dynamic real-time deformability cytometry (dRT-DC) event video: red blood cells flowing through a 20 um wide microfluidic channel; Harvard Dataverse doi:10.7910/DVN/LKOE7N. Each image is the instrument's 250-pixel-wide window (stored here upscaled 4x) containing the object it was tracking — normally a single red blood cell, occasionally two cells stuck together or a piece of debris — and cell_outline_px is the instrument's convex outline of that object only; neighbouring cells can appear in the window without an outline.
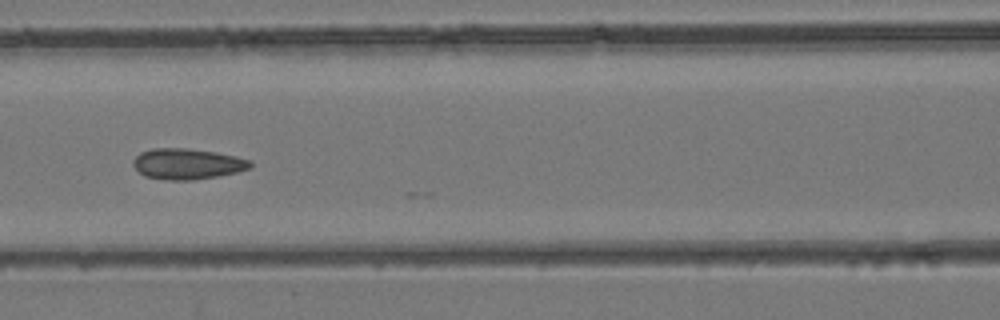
{"species": "common noctule bat (a hibernating species)", "species_latin": "Nyctalus noctula", "temperature_condition": "room temperature", "stored_images_in_passage": 24, "camera_frame_rate_fps": 3000, "um_per_image_px": 0.085, "animal": {"sex": "female", "body_mass_g": 24.6, "forearm_length_mm": 56.2}, "frame": {"image": 1, "passage_image": 20, "time_ms": 6.333, "image_size_px": [1000, 320], "cell_outline_px": [[252, 168], [220, 176], [192, 180], [168, 180], [144, 176], [132, 164], [132, 160], [140, 152], [152, 148], [188, 148], [216, 152], [236, 156], [252, 160]], "centroid_in_image_um": [15.94, 13.92], "position_along_channel_um": 150.7, "area_um2": 21.21}}
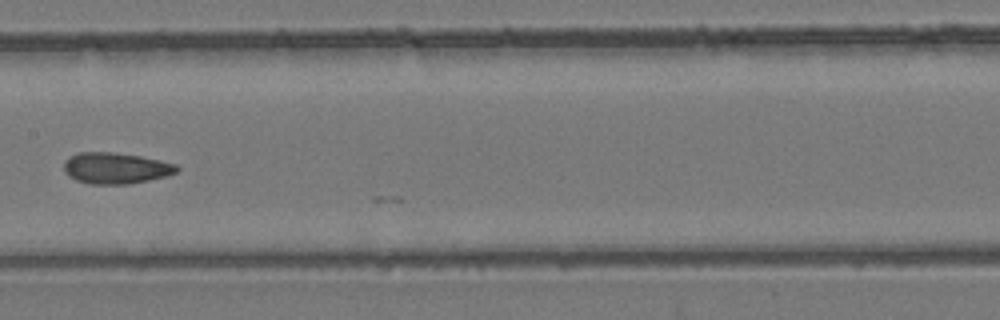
{"frame": {"image": 2, "passage_image": 23, "time_ms": 7.333, "image_size_px": [1000, 320], "cell_outline_px": [[180, 168], [176, 172], [168, 176], [128, 184], [92, 184], [76, 180], [68, 176], [64, 172], [64, 160], [68, 156], [76, 152], [112, 152], [140, 156], [160, 160], [176, 164]], "centroid_in_image_um": [9.81, 14.28], "position_along_channel_um": 197.6, "area_um2": 20.69}}